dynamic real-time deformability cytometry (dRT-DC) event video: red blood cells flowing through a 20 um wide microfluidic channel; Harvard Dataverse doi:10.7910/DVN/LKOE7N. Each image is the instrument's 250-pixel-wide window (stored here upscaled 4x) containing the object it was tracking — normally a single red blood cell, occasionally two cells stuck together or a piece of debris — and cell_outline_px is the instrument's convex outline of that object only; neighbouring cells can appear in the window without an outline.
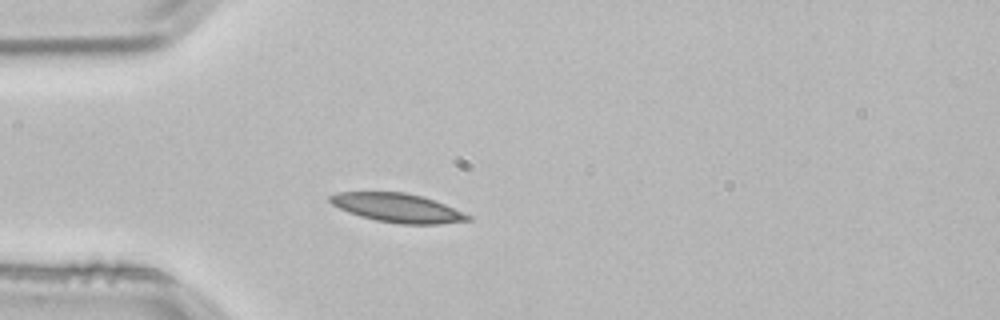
{"species": "common noctule bat (a hibernating species)", "species_latin": "Nyctalus noctula", "temperature_condition": "room temperature", "stored_images_in_passage": 2, "camera_frame_rate_fps": 3000, "um_per_image_px": 0.085, "animal": {"sex": "male", "body_mass_g": 21.5, "forearm_length_mm": 52.0}, "frame": {"image": 1, "passage_image": 2, "time_ms": 0.333, "image_size_px": [1000, 320], "cell_outline_px": [[472, 220], [440, 224], [400, 224], [376, 220], [360, 216], [348, 212], [332, 204], [328, 200], [328, 196], [336, 192], [404, 192], [420, 196], [444, 204], [472, 216]], "centroid_in_image_um": [33.77, 17.67], "position_along_channel_um": 51.2, "area_um2": 23.06}}